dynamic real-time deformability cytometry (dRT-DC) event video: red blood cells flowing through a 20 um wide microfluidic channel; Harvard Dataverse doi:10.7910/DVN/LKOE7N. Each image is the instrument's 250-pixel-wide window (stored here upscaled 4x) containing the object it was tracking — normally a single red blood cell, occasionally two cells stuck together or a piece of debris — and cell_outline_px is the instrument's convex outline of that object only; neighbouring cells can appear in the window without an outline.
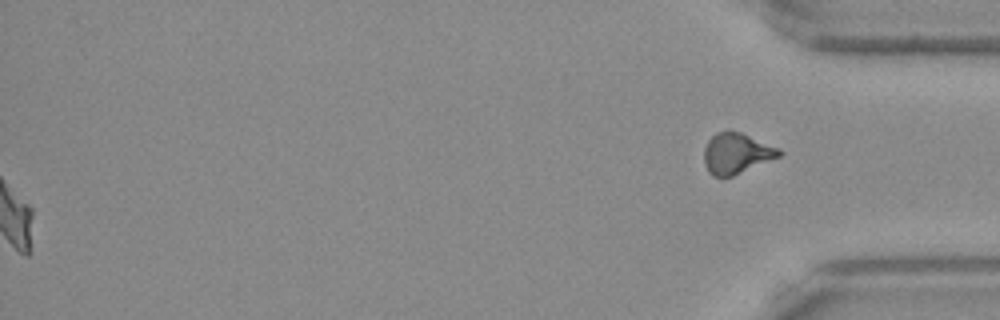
{"species": "Egyptian fruit bat (a non-hibernating species)", "species_latin": "Rousettus aegyptiacus", "temperature_condition": "warm", "stored_images_in_passage": 53, "segment_of_instrument_passage": [2, 2], "camera_frame_rate_fps": 3000, "um_per_image_px": 0.085, "frame": {"image": 1, "passage_image": 53, "time_ms": 17.333, "image_size_px": [1000, 320], "cell_outline_px": [[784, 152], [780, 156], [732, 176], [712, 176], [708, 172], [704, 164], [704, 148], [708, 140], [716, 132], [728, 128], [740, 132], [780, 148]], "centroid_in_image_um": [62.58, 13.0], "position_along_channel_um": 372.6, "area_um2": 17.98}}